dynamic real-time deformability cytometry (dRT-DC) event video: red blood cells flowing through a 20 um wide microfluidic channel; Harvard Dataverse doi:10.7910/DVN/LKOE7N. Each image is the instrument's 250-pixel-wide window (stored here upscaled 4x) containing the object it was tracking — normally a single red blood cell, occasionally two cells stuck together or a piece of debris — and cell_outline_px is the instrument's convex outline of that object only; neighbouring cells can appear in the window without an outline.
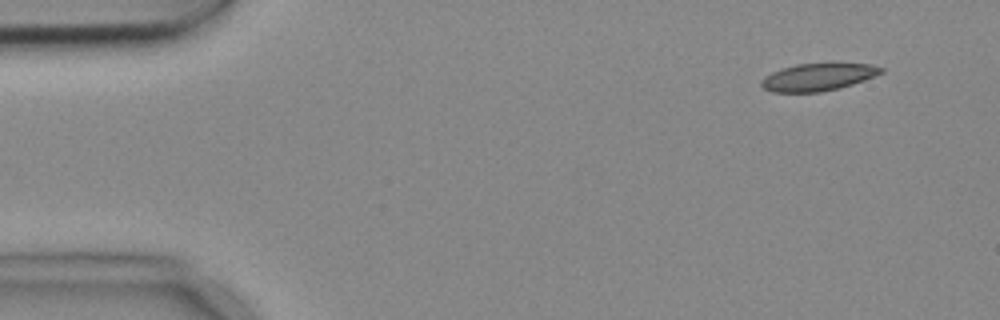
{"species": "common noctule bat (a hibernating species)", "species_latin": "Nyctalus noctula", "temperature_condition": "cold", "stored_images_in_passage": 5, "camera_frame_rate_fps": 3000, "um_per_image_px": 0.085, "animal": {"sex": "female", "body_mass_g": 18.4}, "frame": {"image": 1, "passage_image": 2, "time_ms": 0.333, "image_size_px": [1000, 320], "cell_outline_px": [[884, 72], [864, 80], [840, 88], [820, 92], [772, 92], [764, 88], [760, 84], [760, 80], [764, 76], [772, 72], [796, 64], [832, 60], [836, 60], [868, 64], [884, 68]], "centroid_in_image_um": [69.57, 6.49], "position_along_channel_um": 15.4, "area_um2": 20.0}}
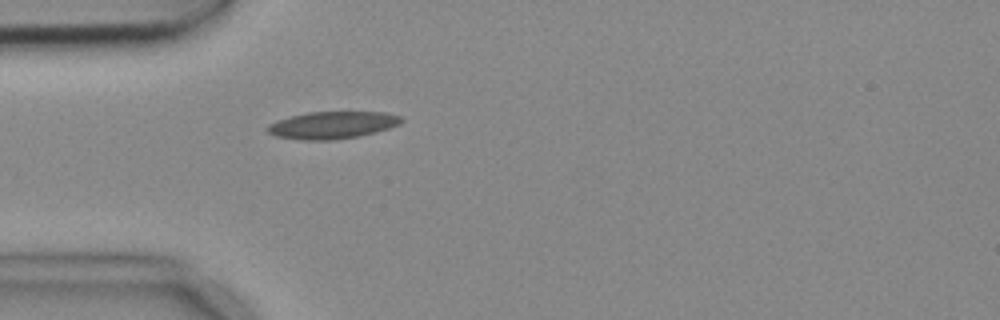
{"frame": {"image": 2, "passage_image": 5, "time_ms": 1.333, "image_size_px": [1000, 320], "cell_outline_px": [[404, 120], [400, 124], [388, 128], [356, 136], [328, 140], [304, 140], [276, 136], [268, 132], [264, 128], [268, 124], [276, 120], [288, 116], [308, 112], [384, 112], [400, 116]], "centroid_in_image_um": [28.18, 10.62], "position_along_channel_um": 56.8, "area_um2": 21.1}}